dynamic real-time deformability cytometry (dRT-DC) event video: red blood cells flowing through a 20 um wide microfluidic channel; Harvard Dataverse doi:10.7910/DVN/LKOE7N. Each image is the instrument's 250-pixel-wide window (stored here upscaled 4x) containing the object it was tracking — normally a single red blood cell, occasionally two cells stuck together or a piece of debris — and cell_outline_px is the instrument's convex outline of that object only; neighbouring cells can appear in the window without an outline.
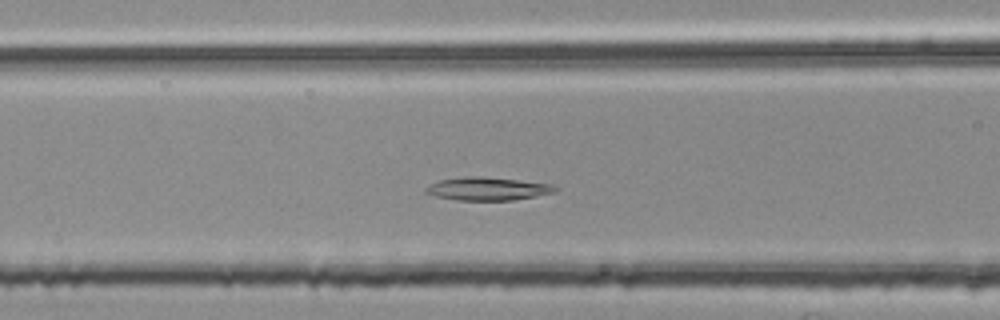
{"species": "common noctule bat (a hibernating species)", "species_latin": "Nyctalus noctula", "temperature_condition": "room temperature", "stored_images_in_passage": 43, "camera_frame_rate_fps": 3000, "um_per_image_px": 0.085, "animal": {"sex": "female", "body_mass_g": 25.1}, "frame": {"image": 1, "passage_image": 13, "time_ms": 4.0, "image_size_px": [1000, 320], "cell_outline_px": [[556, 188], [552, 192], [536, 196], [512, 200], [456, 200], [436, 196], [424, 192], [424, 188], [428, 184], [440, 180], [464, 176], [476, 176], [516, 180], [552, 184]], "centroid_in_image_um": [41.35, 16.04], "position_along_channel_um": 125.2, "area_um2": 17.17}}
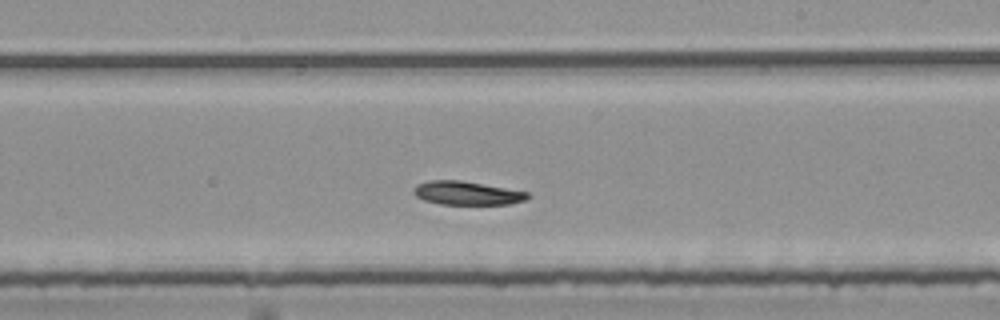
{"frame": {"image": 2, "passage_image": 23, "time_ms": 7.333, "image_size_px": [1000, 320], "cell_outline_px": [[528, 200], [508, 204], [440, 204], [424, 200], [416, 196], [412, 192], [412, 188], [416, 184], [428, 180], [460, 180], [528, 192]], "centroid_in_image_um": [39.64, 16.41], "position_along_channel_um": 249.4, "area_um2": 15.66}}
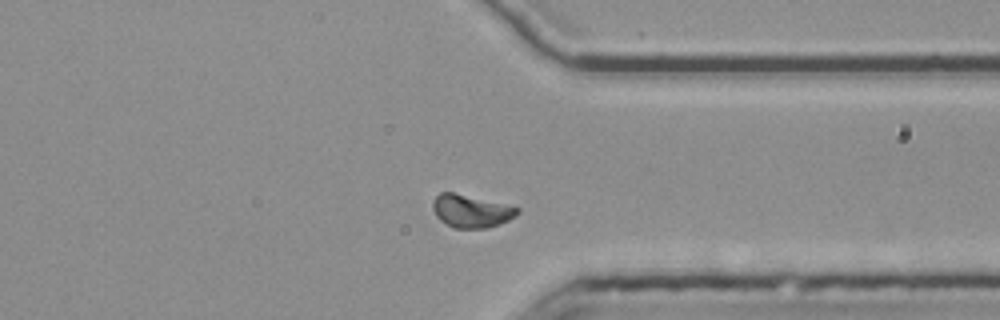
{"frame": {"image": 3, "passage_image": 33, "time_ms": 10.667, "image_size_px": [1000, 320], "cell_outline_px": [[520, 212], [516, 216], [508, 220], [488, 228], [452, 228], [440, 220], [436, 216], [432, 208], [432, 200], [440, 192], [452, 192], [512, 204], [520, 208]], "centroid_in_image_um": [40.07, 17.92], "position_along_channel_um": 371.3, "area_um2": 16.59}}